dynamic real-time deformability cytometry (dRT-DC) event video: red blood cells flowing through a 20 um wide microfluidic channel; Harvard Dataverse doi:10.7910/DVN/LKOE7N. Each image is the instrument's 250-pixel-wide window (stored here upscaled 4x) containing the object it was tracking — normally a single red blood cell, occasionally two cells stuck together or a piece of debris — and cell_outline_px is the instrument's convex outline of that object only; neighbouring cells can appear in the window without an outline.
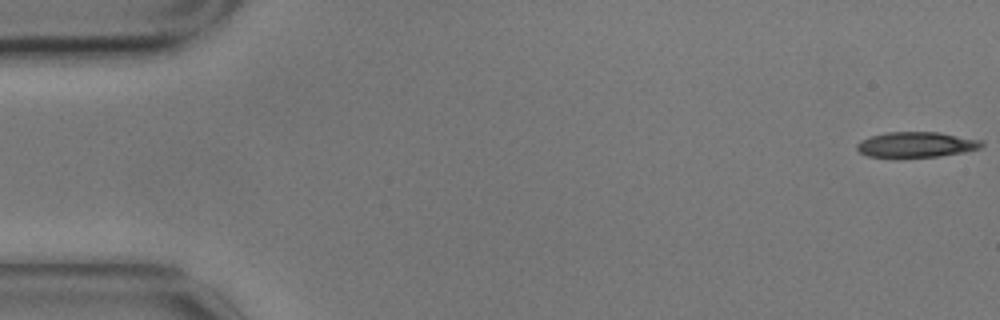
{"species": "common noctule bat (a hibernating species)", "species_latin": "Nyctalus noctula", "temperature_condition": "cold", "stored_images_in_passage": 58, "camera_frame_rate_fps": 3000, "um_per_image_px": 0.085, "animal": {"sex": "male", "body_mass_g": 17.9}, "frame": {"image": 1, "passage_image": 1, "time_ms": 0.0, "image_size_px": [1000, 320], "cell_outline_px": [[984, 144], [980, 148], [964, 152], [940, 156], [896, 160], [868, 156], [860, 152], [856, 148], [856, 144], [860, 140], [884, 132], [940, 132], [984, 140]], "centroid_in_image_um": [77.86, 12.33], "position_along_channel_um": 7.1, "area_um2": 19.36}}
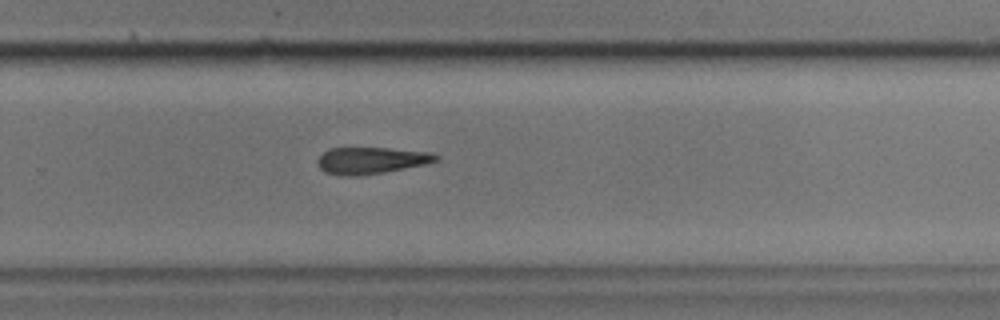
{"frame": {"image": 2, "passage_image": 38, "time_ms": 12.333, "image_size_px": [1000, 320], "cell_outline_px": [[440, 160], [424, 164], [384, 172], [356, 176], [340, 176], [324, 172], [316, 164], [316, 160], [328, 148], [388, 148], [432, 152], [440, 156]], "centroid_in_image_um": [31.53, 13.64], "position_along_channel_um": 298.3, "area_um2": 18.55}}
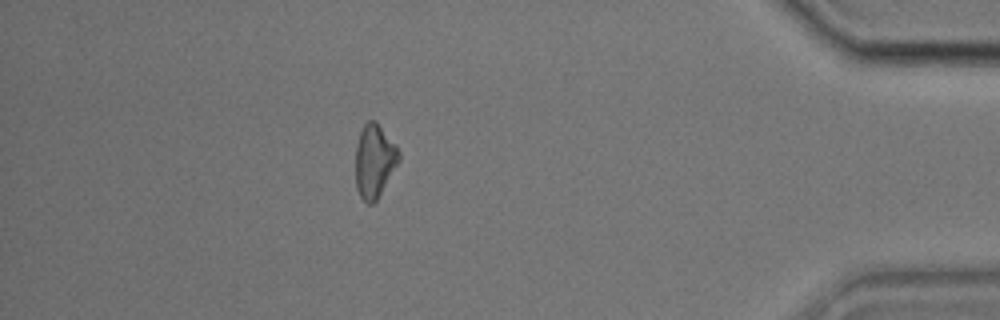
{"frame": {"image": 3, "passage_image": 51, "time_ms": 16.667, "image_size_px": [1000, 320], "cell_outline_px": [[400, 160], [376, 200], [372, 204], [368, 204], [360, 196], [356, 188], [356, 144], [360, 132], [364, 124], [368, 120], [376, 120], [396, 144], [400, 152]], "centroid_in_image_um": [31.83, 13.64], "position_along_channel_um": 403.4, "area_um2": 18.55}, "authors_computed_cell_mechanics": {"area_um2": 19.5364, "velocity_mm_per_s": 3.4783, "shape_relaxation_time_tau1_ms": 3.8147, "shape_relaxation_time_tau2_ms": null, "deformation_change_tau1": 0.1006, "deformation_change_tau2": null}}